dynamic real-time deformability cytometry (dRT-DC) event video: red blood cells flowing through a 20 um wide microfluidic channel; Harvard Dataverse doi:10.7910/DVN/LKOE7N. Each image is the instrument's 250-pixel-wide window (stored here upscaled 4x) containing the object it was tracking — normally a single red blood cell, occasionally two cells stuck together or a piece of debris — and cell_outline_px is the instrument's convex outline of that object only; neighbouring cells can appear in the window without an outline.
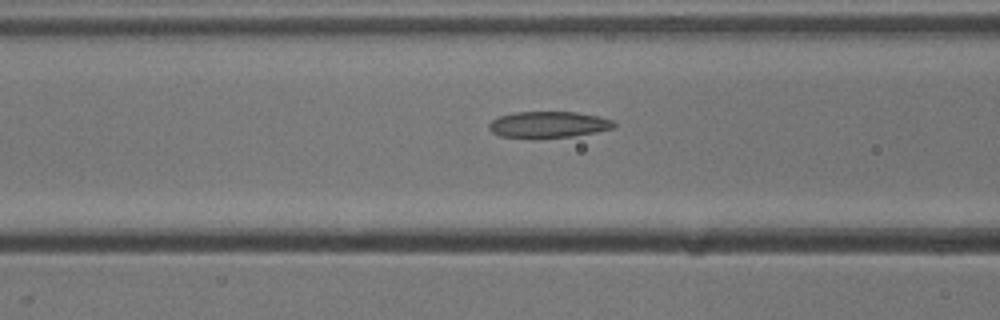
{"species": "common noctule bat (a hibernating species)", "species_latin": "Nyctalus noctula", "temperature_condition": "cold", "stored_images_in_passage": 32, "segment_of_instrument_passage": [1, 2], "camera_frame_rate_fps": 3000, "um_per_image_px": 0.085, "animal": {"sex": "male", "body_mass_g": 13.3}, "frame": {"image": 1, "passage_image": 11, "time_ms": 3.333, "image_size_px": [1000, 320], "cell_outline_px": [[616, 128], [596, 132], [572, 136], [536, 140], [532, 140], [500, 136], [492, 132], [488, 128], [488, 124], [492, 120], [500, 116], [516, 112], [576, 112], [600, 116], [612, 120], [616, 124]], "centroid_in_image_um": [46.61, 10.62], "position_along_channel_um": 120.0, "area_um2": 19.77}}
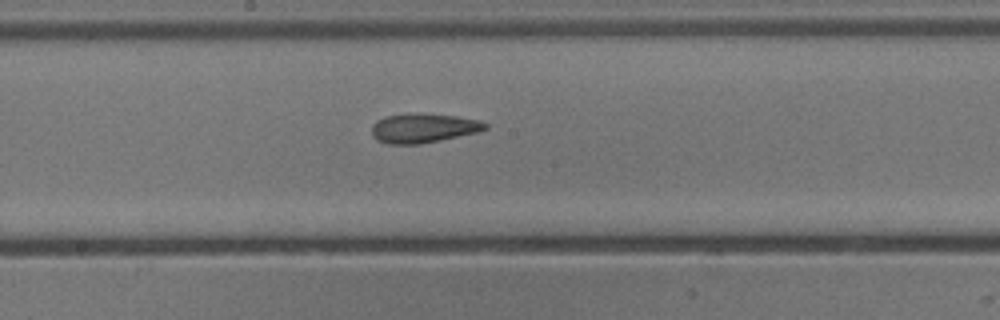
{"frame": {"image": 2, "passage_image": 18, "time_ms": 5.667, "image_size_px": [1000, 320], "cell_outline_px": [[488, 128], [476, 132], [440, 140], [420, 144], [388, 144], [376, 140], [372, 136], [372, 124], [376, 120], [384, 116], [416, 112], [420, 112], [456, 116], [480, 120], [488, 124]], "centroid_in_image_um": [35.94, 10.87], "position_along_channel_um": 212.3, "area_um2": 19.65}}
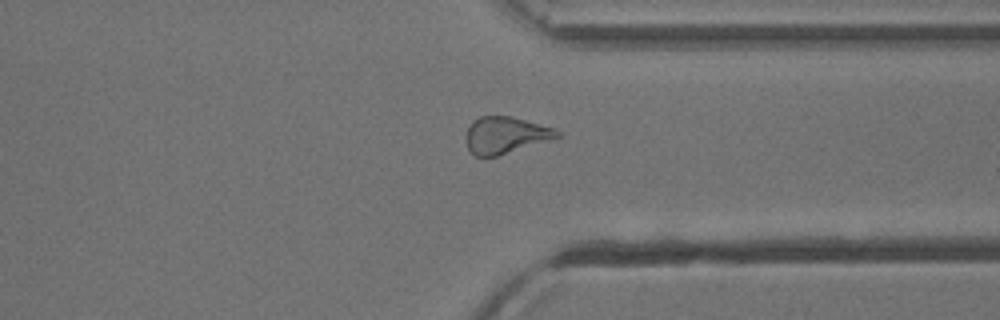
{"frame": {"image": 3, "passage_image": 30, "time_ms": 9.667, "image_size_px": [1000, 320], "cell_outline_px": [[560, 136], [556, 140], [496, 156], [472, 156], [464, 140], [464, 136], [468, 128], [480, 116], [512, 116], [552, 128], [560, 132]], "centroid_in_image_um": [42.98, 11.51], "position_along_channel_um": 368.4, "area_um2": 19.77}}